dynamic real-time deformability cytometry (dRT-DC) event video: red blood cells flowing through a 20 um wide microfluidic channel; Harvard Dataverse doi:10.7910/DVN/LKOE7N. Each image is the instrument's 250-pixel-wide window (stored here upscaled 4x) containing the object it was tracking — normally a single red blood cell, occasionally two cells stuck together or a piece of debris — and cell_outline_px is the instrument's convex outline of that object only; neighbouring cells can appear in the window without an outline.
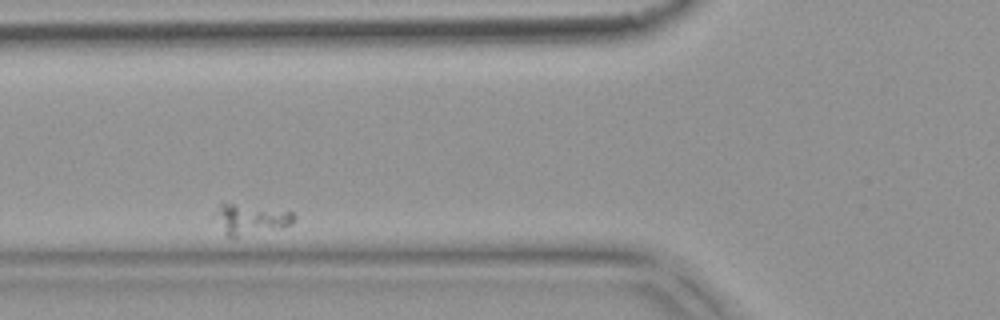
{"species": "common noctule bat (a hibernating species)", "species_latin": "Nyctalus noctula", "temperature_condition": "warm", "stored_images_in_passage": 3, "camera_frame_rate_fps": 3000, "um_per_image_px": 0.085, "animal": {"sex": "female", "body_mass_g": 18.4}, "frame": {"image": 1, "passage_image": 2, "time_ms": 0.333, "image_size_px": [1000, 320], "cell_outline_px": [[296, 220], [280, 228], [236, 236], [228, 236], [224, 232], [212, 216], [212, 212], [220, 204], [232, 204], [292, 212], [296, 216]], "centroid_in_image_um": [21.23, 18.63], "position_along_channel_um": 104.6, "area_um2": 13.41}}